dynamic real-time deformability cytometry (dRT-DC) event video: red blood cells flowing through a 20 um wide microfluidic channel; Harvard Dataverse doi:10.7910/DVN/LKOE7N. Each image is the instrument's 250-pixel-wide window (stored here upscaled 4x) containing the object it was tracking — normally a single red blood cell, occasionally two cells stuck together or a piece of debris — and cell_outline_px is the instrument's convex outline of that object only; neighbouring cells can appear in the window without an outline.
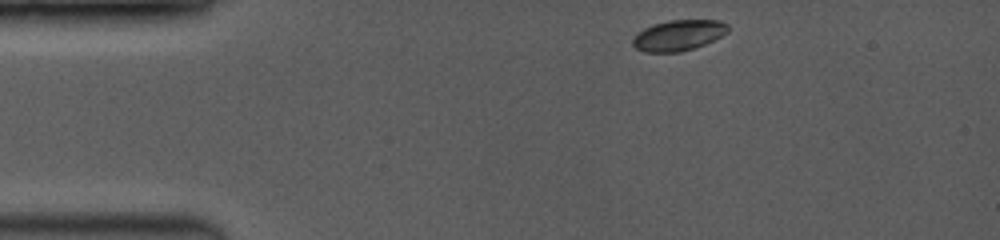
{"species": "common noctule bat (a hibernating species)", "species_latin": "Nyctalus noctula", "temperature_condition": "room temperature", "stored_images_in_passage": 21, "camera_frame_rate_fps": 3500, "um_per_image_px": 0.085, "animal": {"sex": "female", "body_mass_g": 19.0, "forearm_length_mm": 53.3}, "frame": {"image": 1, "passage_image": 1, "time_ms": 0.0, "image_size_px": [1000, 240], "cell_outline_px": [[728, 32], [704, 44], [680, 52], [644, 52], [636, 48], [632, 44], [632, 40], [644, 28], [652, 24], [672, 20], [720, 20], [728, 24]], "centroid_in_image_um": [57.67, 2.99], "position_along_channel_um": 27.3, "area_um2": 16.82}}
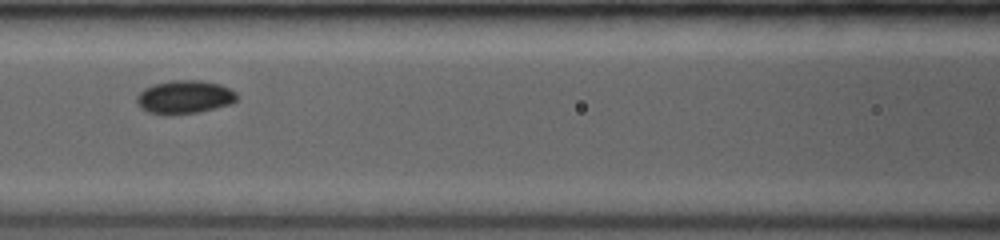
{"frame": {"image": 2, "passage_image": 15, "time_ms": 4.571, "image_size_px": [1000, 240], "cell_outline_px": [[240, 96], [232, 104], [216, 108], [196, 112], [172, 116], [168, 116], [148, 112], [140, 108], [136, 100], [136, 96], [144, 88], [156, 84], [172, 80], [200, 80], [220, 84], [236, 92]], "centroid_in_image_um": [15.69, 8.26], "position_along_channel_um": 150.9, "area_um2": 19.71}}
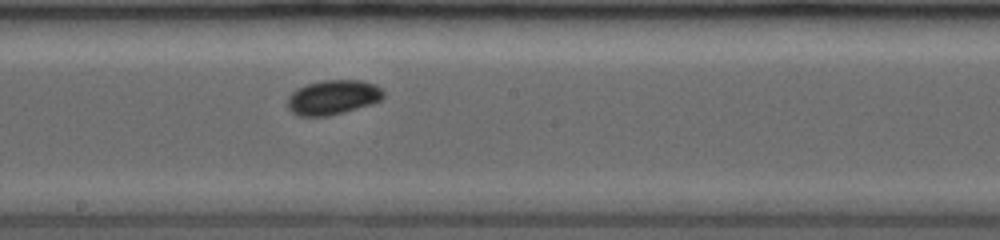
{"frame": {"image": 3, "passage_image": 21, "time_ms": 6.286, "image_size_px": [1000, 240], "cell_outline_px": [[384, 96], [380, 100], [344, 112], [328, 116], [296, 116], [288, 108], [288, 96], [296, 88], [308, 84], [324, 80], [360, 80], [376, 84], [384, 92]], "centroid_in_image_um": [28.27, 8.27], "position_along_channel_um": 219.9, "area_um2": 19.25}}